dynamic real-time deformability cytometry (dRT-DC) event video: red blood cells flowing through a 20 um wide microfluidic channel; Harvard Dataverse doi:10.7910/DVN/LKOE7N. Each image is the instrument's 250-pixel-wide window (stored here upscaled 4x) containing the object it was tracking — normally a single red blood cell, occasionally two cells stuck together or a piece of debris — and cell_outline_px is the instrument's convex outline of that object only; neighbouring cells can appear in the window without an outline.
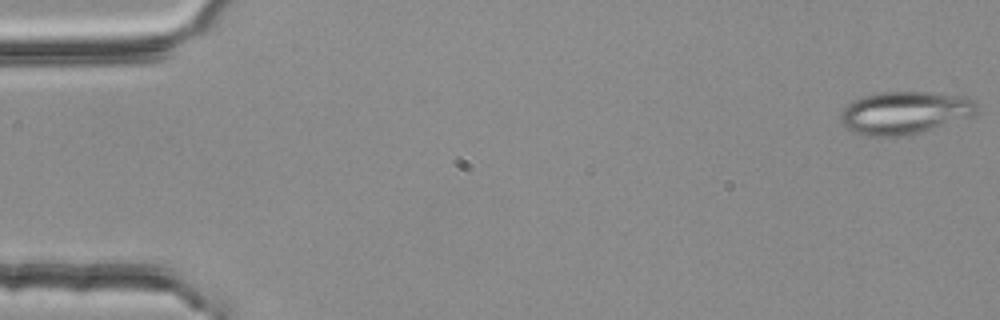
{"species": "common noctule bat (a hibernating species)", "species_latin": "Nyctalus noctula", "temperature_condition": "room temperature", "stored_images_in_passage": 54, "segment_of_instrument_passage": [1, 2], "camera_frame_rate_fps": 3000, "um_per_image_px": 0.085, "animal": {"sex": "female", "body_mass_g": 25.1}, "frame": {"image": 1, "passage_image": 1, "time_ms": 0.0, "image_size_px": [1000, 320], "cell_outline_px": [[976, 112], [972, 116], [916, 132], [896, 136], [868, 136], [856, 132], [848, 128], [840, 120], [840, 112], [848, 104], [864, 96], [880, 92], [936, 92], [964, 96], [972, 100], [976, 104]], "centroid_in_image_um": [76.88, 9.55], "position_along_channel_um": 8.1, "area_um2": 33.12}}